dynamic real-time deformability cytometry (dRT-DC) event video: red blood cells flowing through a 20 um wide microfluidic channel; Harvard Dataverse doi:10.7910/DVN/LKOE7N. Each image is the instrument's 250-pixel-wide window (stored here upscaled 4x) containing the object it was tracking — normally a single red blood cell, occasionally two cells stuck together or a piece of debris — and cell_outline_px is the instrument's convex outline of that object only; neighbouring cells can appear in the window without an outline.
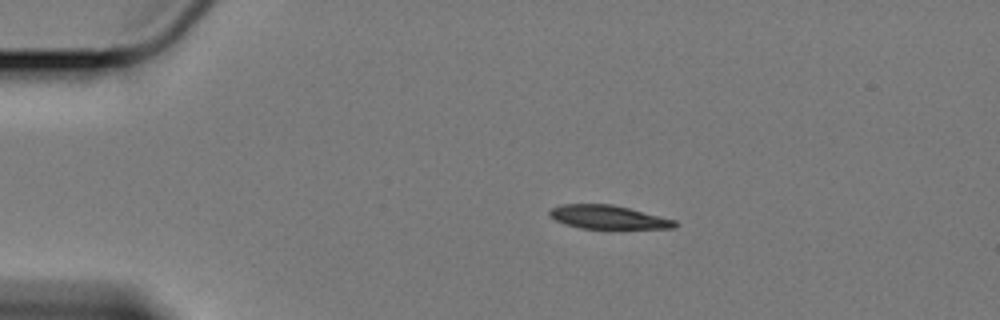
{"species": "Egyptian fruit bat (a non-hibernating species)", "species_latin": "Rousettus aegyptiacus", "temperature_condition": "cold", "stored_images_in_passage": 48, "camera_frame_rate_fps": 3000, "um_per_image_px": 0.085, "animal": {"sex": "female"}, "frame": {"image": 1, "passage_image": 1, "time_ms": 0.0, "image_size_px": [1000, 320], "cell_outline_px": [[680, 224], [676, 228], [580, 228], [564, 224], [548, 216], [548, 212], [552, 208], [560, 204], [612, 204], [676, 220]], "centroid_in_image_um": [51.67, 18.45], "position_along_channel_um": 33.3, "area_um2": 17.17}}
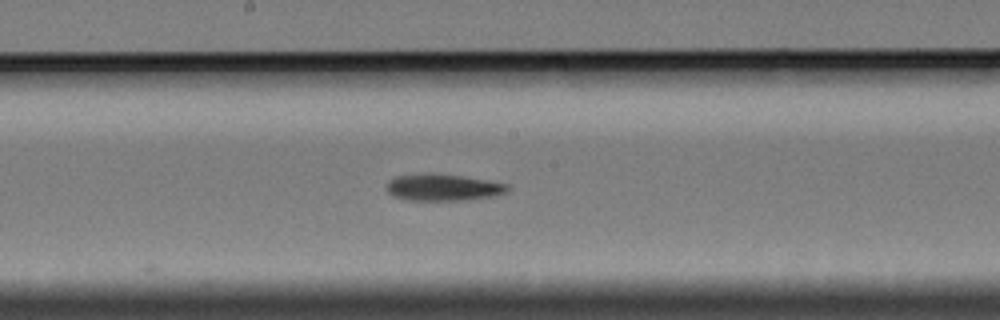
{"frame": {"image": 2, "passage_image": 21, "time_ms": 6.667, "image_size_px": [1000, 320], "cell_outline_px": [[512, 188], [508, 192], [496, 196], [468, 200], [408, 200], [392, 196], [388, 192], [388, 180], [396, 176], [424, 172], [436, 172], [488, 180], [508, 184]], "centroid_in_image_um": [37.7, 15.91], "position_along_channel_um": 210.5, "area_um2": 19.36}}
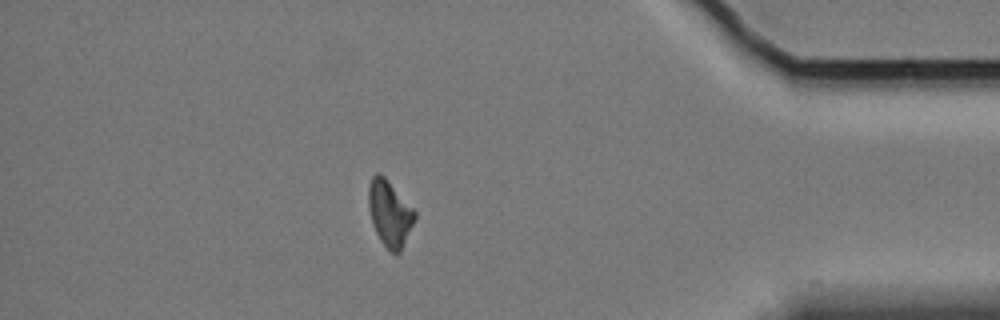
{"frame": {"image": 3, "passage_image": 41, "time_ms": 13.333, "image_size_px": [1000, 320], "cell_outline_px": [[416, 216], [400, 252], [392, 252], [380, 240], [372, 224], [368, 208], [368, 188], [372, 176], [376, 172], [380, 172], [384, 176], [416, 212]], "centroid_in_image_um": [33.09, 18.1], "position_along_channel_um": 402.1, "area_um2": 17.46}, "authors_computed_cell_mechanics": {"area_um2": 18.3226, "velocity_mm_per_s": 3.3838, "shape_relaxation_time_tau1_ms": 4.0736, "shape_relaxation_time_tau2_ms": null, "deformation_change_tau1": 0.114, "deformation_change_tau2": null}}